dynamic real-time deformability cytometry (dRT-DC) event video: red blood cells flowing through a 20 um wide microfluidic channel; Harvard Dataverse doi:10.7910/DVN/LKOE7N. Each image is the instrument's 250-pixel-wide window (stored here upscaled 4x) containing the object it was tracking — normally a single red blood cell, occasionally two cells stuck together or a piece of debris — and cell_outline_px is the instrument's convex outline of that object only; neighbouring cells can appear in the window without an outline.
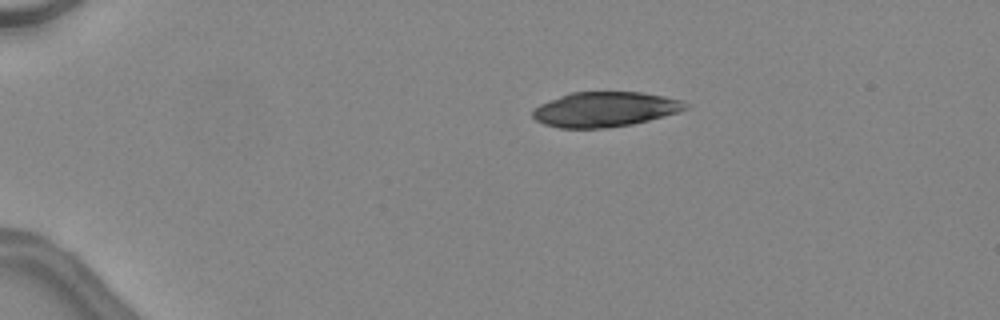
{"species": "common noctule bat (a hibernating species)", "species_latin": "Nyctalus noctula", "temperature_condition": "warm", "stored_images_in_passage": 37, "camera_frame_rate_fps": 3000, "um_per_image_px": 0.085, "animal": {"sex": "female", "body_mass_g": 24.6, "forearm_length_mm": 56.2}, "frame": {"image": 1, "passage_image": 1, "time_ms": 0.0, "image_size_px": [1000, 320], "cell_outline_px": [[688, 108], [680, 112], [632, 124], [604, 128], [560, 128], [544, 124], [536, 120], [532, 116], [532, 108], [540, 104], [560, 96], [572, 92], [640, 92], [664, 96], [680, 100], [688, 104]], "centroid_in_image_um": [51.41, 9.29], "position_along_channel_um": 33.6, "area_um2": 31.04}}